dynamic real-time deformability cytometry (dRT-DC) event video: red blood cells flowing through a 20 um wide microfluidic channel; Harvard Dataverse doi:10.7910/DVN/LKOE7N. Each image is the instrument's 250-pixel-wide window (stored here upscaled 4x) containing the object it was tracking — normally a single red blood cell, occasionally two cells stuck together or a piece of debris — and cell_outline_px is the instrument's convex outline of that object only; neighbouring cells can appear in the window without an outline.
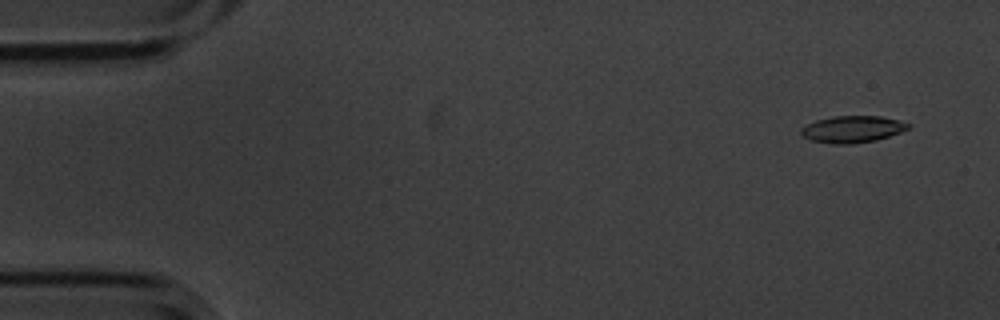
{"species": "common noctule bat (a hibernating species)", "species_latin": "Nyctalus noctula", "temperature_condition": "cold", "stored_images_in_passage": 5, "camera_frame_rate_fps": 3000, "um_per_image_px": 0.085, "animal": {"sex": "male", "body_mass_g": 20.1, "forearm_length_mm": 53.5}, "frame": {"image": 1, "passage_image": 1, "time_ms": 0.0, "image_size_px": [1000, 320], "cell_outline_px": [[912, 124], [908, 128], [900, 132], [876, 140], [852, 144], [832, 144], [812, 140], [804, 136], [800, 132], [800, 128], [816, 120], [832, 116], [880, 116], [900, 120]], "centroid_in_image_um": [72.46, 10.97], "position_along_channel_um": 12.5, "area_um2": 16.7}}